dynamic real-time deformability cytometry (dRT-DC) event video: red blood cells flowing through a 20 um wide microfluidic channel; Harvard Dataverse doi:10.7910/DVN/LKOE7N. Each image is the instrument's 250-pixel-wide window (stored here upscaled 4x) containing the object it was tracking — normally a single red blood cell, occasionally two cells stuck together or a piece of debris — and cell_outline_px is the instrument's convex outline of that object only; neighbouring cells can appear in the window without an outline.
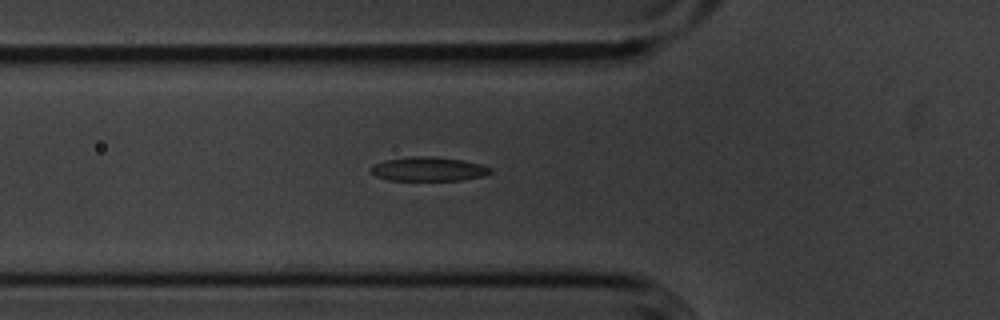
{"species": "common noctule bat (a hibernating species)", "species_latin": "Nyctalus noctula", "temperature_condition": "cold", "stored_images_in_passage": 38, "camera_frame_rate_fps": 3000, "um_per_image_px": 0.085, "animal": {"sex": "male", "body_mass_g": 20.1, "forearm_length_mm": 53.5}, "frame": {"image": 1, "passage_image": 2, "time_ms": 0.333, "image_size_px": [1000, 320], "cell_outline_px": [[492, 172], [484, 176], [464, 180], [388, 180], [376, 176], [368, 172], [368, 168], [372, 164], [384, 160], [412, 156], [436, 156], [464, 160], [480, 164], [492, 168]], "centroid_in_image_um": [36.38, 14.36], "position_along_channel_um": 89.4, "area_um2": 17.17}}
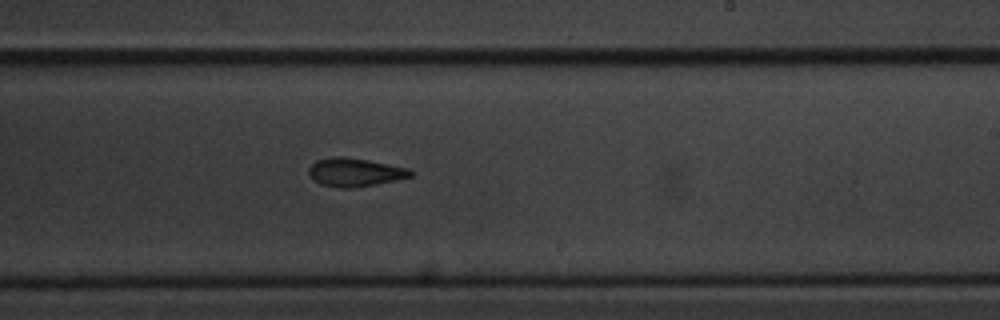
{"frame": {"image": 2, "passage_image": 16, "time_ms": 5.0, "image_size_px": [1000, 320], "cell_outline_px": [[412, 176], [352, 188], [340, 188], [320, 184], [308, 172], [308, 168], [316, 160], [332, 156], [344, 156], [368, 160], [408, 168], [412, 172]], "centroid_in_image_um": [30.12, 14.62], "position_along_channel_um": 258.9, "area_um2": 16.53}}
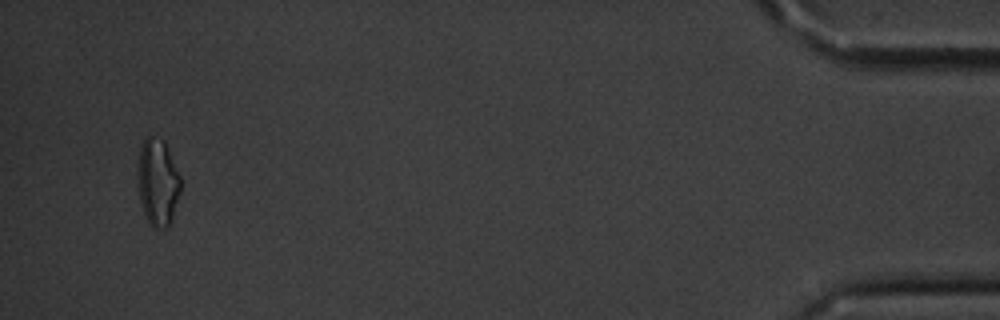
{"frame": {"image": 3, "passage_image": 36, "time_ms": 11.667, "image_size_px": [1000, 320], "cell_outline_px": [[180, 192], [172, 224], [164, 228], [152, 228], [148, 224], [144, 216], [136, 184], [140, 148], [144, 140], [148, 136], [152, 136], [164, 140], [180, 176]], "centroid_in_image_um": [13.4, 15.56], "position_along_channel_um": 421.8, "area_um2": 22.2}}